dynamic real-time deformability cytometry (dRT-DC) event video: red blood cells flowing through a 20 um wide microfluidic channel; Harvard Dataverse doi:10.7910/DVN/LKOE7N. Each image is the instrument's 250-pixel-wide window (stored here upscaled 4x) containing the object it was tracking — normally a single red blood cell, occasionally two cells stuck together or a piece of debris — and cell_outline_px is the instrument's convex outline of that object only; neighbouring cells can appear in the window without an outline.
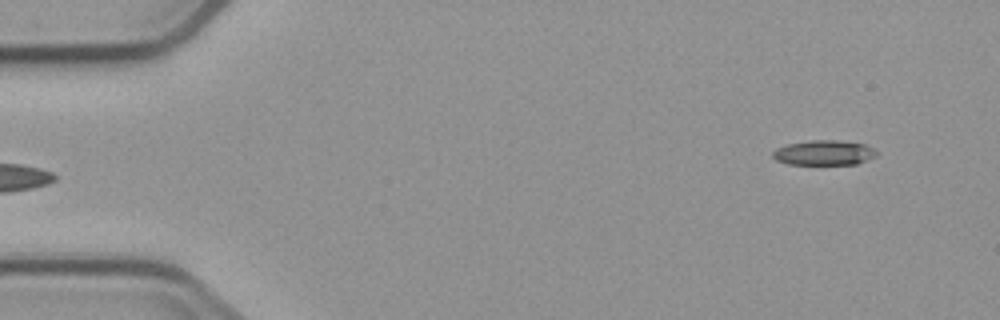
{"species": "common noctule bat (a hibernating species)", "species_latin": "Nyctalus noctula", "temperature_condition": "cold", "stored_images_in_passage": 5, "camera_frame_rate_fps": 3000, "um_per_image_px": 0.085, "animal": {"sex": "male", "body_mass_g": 23.1, "forearm_length_mm": 52.7}, "frame": {"image": 1, "passage_image": 5, "time_ms": 5.333, "image_size_px": [1000, 320], "cell_outline_px": [[876, 156], [856, 164], [788, 164], [776, 160], [772, 156], [772, 152], [776, 148], [788, 144], [812, 140], [836, 140], [864, 144], [872, 148], [876, 152]], "centroid_in_image_um": [70.01, 12.98], "position_along_channel_um": 15.0, "area_um2": 14.91}}